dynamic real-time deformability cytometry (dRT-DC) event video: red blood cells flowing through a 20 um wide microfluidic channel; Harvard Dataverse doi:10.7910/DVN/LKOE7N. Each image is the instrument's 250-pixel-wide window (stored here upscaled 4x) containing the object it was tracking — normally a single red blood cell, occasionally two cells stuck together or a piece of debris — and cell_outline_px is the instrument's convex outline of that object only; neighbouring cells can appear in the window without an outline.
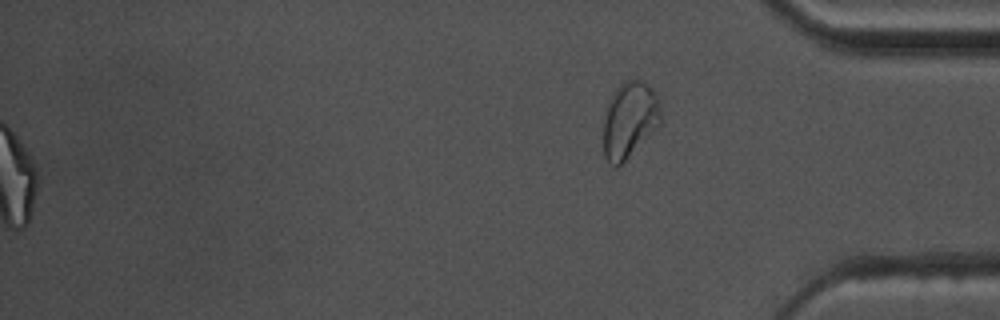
{"species": "common noctule bat (a hibernating species)", "species_latin": "Nyctalus noctula", "temperature_condition": "warm", "stored_images_in_passage": 57, "segment_of_instrument_passage": [2, 2], "camera_frame_rate_fps": 3000, "um_per_image_px": 0.085, "animal": {"sex": "male", "body_mass_g": 17.5, "forearm_length_mm": 52.3}, "frame": {"image": 1, "passage_image": 57, "time_ms": 18.667, "image_size_px": [1000, 320], "cell_outline_px": [[660, 124], [624, 164], [616, 168], [608, 164], [604, 156], [604, 120], [608, 100], [620, 84], [624, 80], [644, 80], [656, 92], [660, 100]], "centroid_in_image_um": [53.51, 10.22], "position_along_channel_um": 381.7, "area_um2": 25.95}}